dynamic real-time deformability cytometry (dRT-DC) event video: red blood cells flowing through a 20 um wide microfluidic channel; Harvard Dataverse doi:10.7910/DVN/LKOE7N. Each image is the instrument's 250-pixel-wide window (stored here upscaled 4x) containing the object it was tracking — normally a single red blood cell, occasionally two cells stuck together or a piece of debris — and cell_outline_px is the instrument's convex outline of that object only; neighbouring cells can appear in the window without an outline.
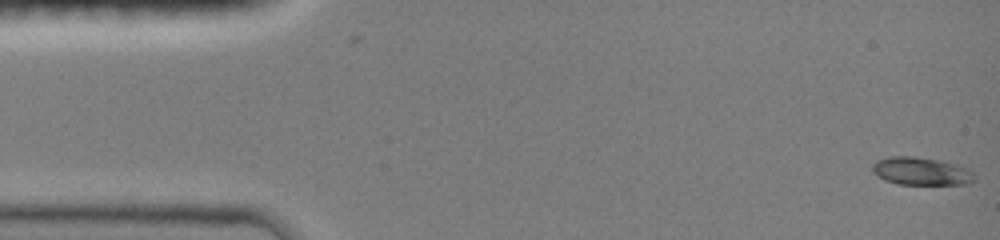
{"species": "common noctule bat (a hibernating species)", "species_latin": "Nyctalus noctula", "temperature_condition": "room temperature", "stored_images_in_passage": 2, "camera_frame_rate_fps": 3000, "um_per_image_px": 0.085, "animal": {"sex": "female", "body_mass_g": 19.0, "forearm_length_mm": 51.5}, "frame": {"image": 1, "passage_image": 2, "time_ms": 0.333, "image_size_px": [1000, 240], "cell_outline_px": [[976, 180], [968, 184], [896, 184], [884, 180], [876, 176], [872, 172], [872, 164], [876, 160], [892, 156], [916, 156], [940, 160], [956, 164], [968, 168], [976, 176]], "centroid_in_image_um": [78.29, 14.55], "position_along_channel_um": 6.7, "area_um2": 16.88}}